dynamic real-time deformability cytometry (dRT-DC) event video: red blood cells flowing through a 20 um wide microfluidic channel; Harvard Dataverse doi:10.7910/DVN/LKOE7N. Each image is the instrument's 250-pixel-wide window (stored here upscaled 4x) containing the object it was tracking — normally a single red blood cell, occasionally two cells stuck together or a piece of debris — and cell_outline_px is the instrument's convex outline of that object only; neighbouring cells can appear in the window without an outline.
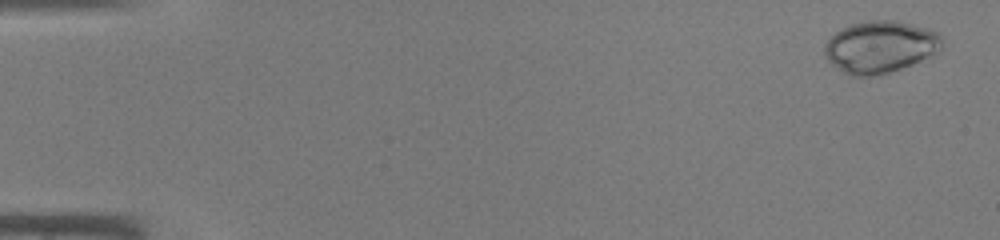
{"species": "common noctule bat (a hibernating species)", "species_latin": "Nyctalus noctula", "temperature_condition": "warm", "stored_images_in_passage": 11, "camera_frame_rate_fps": 3000, "um_per_image_px": 0.085, "animal": {"sex": "male", "body_mass_g": 19.0, "forearm_length_mm": 50.8}, "frame": {"image": 1, "passage_image": 2, "time_ms": 0.333, "image_size_px": [1000, 240], "cell_outline_px": [[944, 44], [936, 52], [912, 64], [888, 72], [872, 76], [848, 76], [832, 64], [824, 56], [824, 44], [836, 32], [852, 24], [872, 20], [896, 20], [912, 24], [940, 32], [944, 40]], "centroid_in_image_um": [74.82, 3.98], "position_along_channel_um": 10.2, "area_um2": 35.49}}